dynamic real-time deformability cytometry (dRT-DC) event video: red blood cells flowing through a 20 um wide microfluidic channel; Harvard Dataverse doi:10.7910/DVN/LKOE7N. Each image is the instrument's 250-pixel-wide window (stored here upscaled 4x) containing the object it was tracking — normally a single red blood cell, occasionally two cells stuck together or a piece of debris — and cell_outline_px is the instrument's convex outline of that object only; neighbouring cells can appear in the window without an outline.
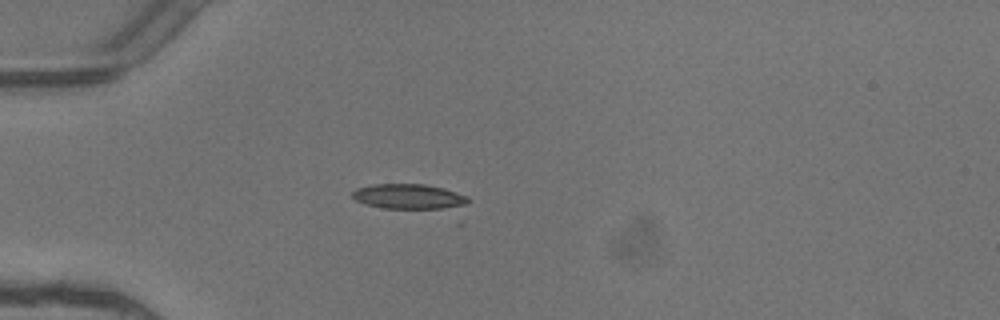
{"species": "common noctule bat (a hibernating species)", "species_latin": "Nyctalus noctula", "temperature_condition": "warm", "stored_images_in_passage": 2, "camera_frame_rate_fps": 3000, "um_per_image_px": 0.085, "animal": {"sex": "female"}, "frame": {"image": 1, "passage_image": 1, "time_ms": 0.0, "image_size_px": [1000, 320], "cell_outline_px": [[472, 200], [468, 204], [460, 208], [384, 208], [364, 204], [356, 200], [352, 196], [352, 192], [356, 188], [372, 184], [424, 184], [444, 188], [468, 196]], "centroid_in_image_um": [34.81, 16.7], "position_along_channel_um": 50.2, "area_um2": 17.11}}